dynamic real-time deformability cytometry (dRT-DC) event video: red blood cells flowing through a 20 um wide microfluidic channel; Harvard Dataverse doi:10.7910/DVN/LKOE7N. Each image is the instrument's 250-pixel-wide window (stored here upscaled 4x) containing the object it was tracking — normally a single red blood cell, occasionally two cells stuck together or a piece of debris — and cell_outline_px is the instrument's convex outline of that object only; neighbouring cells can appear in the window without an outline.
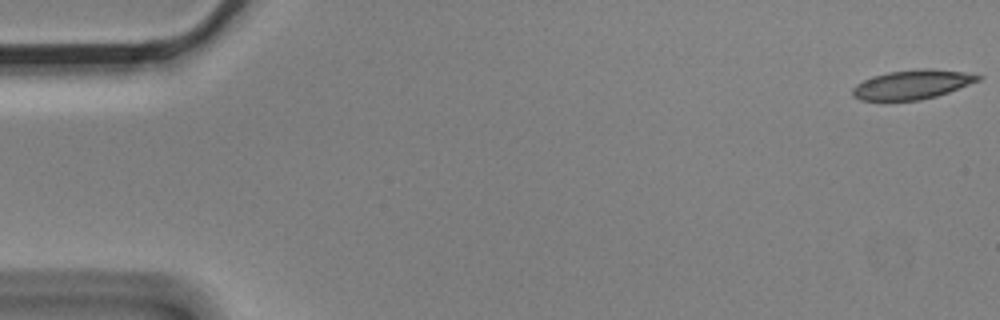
{"species": "Egyptian fruit bat (a non-hibernating species)", "species_latin": "Rousettus aegyptiacus", "temperature_condition": "cold", "stored_images_in_passage": 10, "camera_frame_rate_fps": 3000, "um_per_image_px": 0.085, "animal": {"sex": "male"}, "frame": {"image": 1, "passage_image": 1, "time_ms": 0.0, "image_size_px": [1000, 320], "cell_outline_px": [[984, 76], [980, 80], [948, 92], [936, 96], [920, 100], [884, 104], [880, 104], [860, 100], [852, 96], [852, 88], [856, 84], [872, 76], [888, 72], [924, 68], [964, 72]], "centroid_in_image_um": [77.43, 7.24], "position_along_channel_um": 7.6, "area_um2": 22.14}}
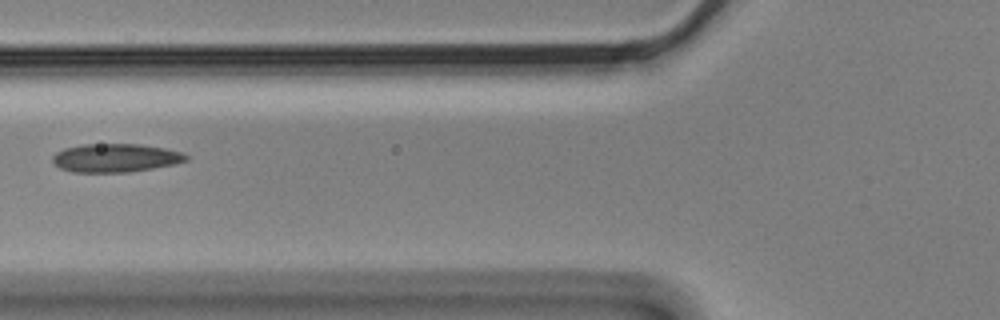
{"frame": {"image": 2, "passage_image": 6, "time_ms": 1.667, "image_size_px": [1000, 320], "cell_outline_px": [[188, 160], [176, 164], [128, 172], [72, 172], [60, 168], [52, 160], [52, 156], [56, 152], [64, 148], [80, 144], [140, 144], [164, 148], [184, 152], [188, 156]], "centroid_in_image_um": [9.83, 13.41], "position_along_channel_um": 116.0, "area_um2": 22.25}}
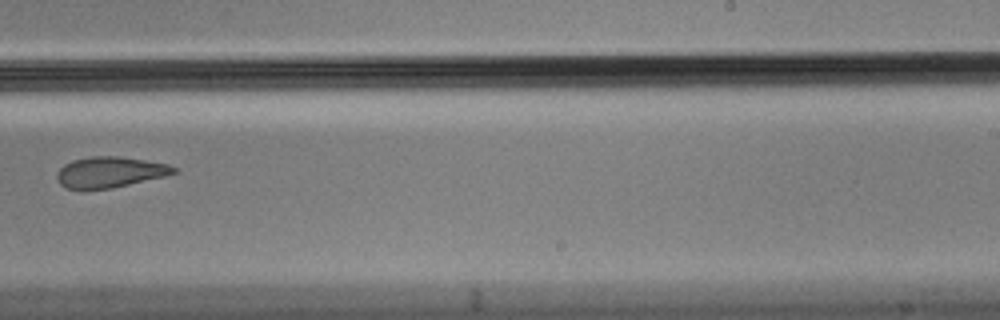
{"frame": {"image": 3, "passage_image": 10, "time_ms": 3.0, "image_size_px": [1000, 320], "cell_outline_px": [[176, 172], [164, 176], [112, 188], [80, 192], [64, 188], [60, 184], [56, 176], [60, 168], [64, 164], [72, 160], [92, 156], [116, 156], [144, 160], [168, 164], [176, 168]], "centroid_in_image_um": [9.25, 14.67], "position_along_channel_um": 279.7, "area_um2": 21.27}}